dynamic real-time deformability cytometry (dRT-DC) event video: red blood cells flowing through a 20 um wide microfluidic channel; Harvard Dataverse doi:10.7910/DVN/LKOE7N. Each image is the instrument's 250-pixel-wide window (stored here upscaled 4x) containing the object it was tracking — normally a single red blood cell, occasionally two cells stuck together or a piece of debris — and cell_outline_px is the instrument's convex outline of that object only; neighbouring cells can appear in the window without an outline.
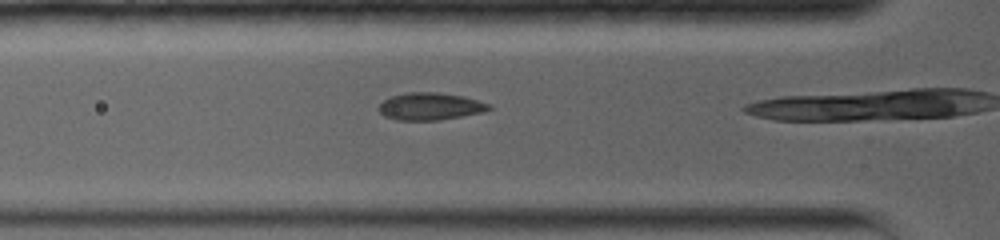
{"species": "common noctule bat (a hibernating species)", "species_latin": "Nyctalus noctula", "temperature_condition": "warm", "stored_images_in_passage": 20, "camera_frame_rate_fps": 5000, "um_per_image_px": 0.085, "animal": {"sex": "female", "body_mass_g": 19.0, "forearm_length_mm": 56.7}, "frame": {"image": 1, "passage_image": 4, "time_ms": 1.2, "image_size_px": [1000, 240], "cell_outline_px": [[492, 108], [484, 112], [436, 120], [396, 120], [384, 116], [376, 108], [384, 100], [392, 96], [408, 92], [436, 92], [464, 96], [488, 104]], "centroid_in_image_um": [36.52, 9.04], "position_along_channel_um": 89.3, "area_um2": 17.4}}
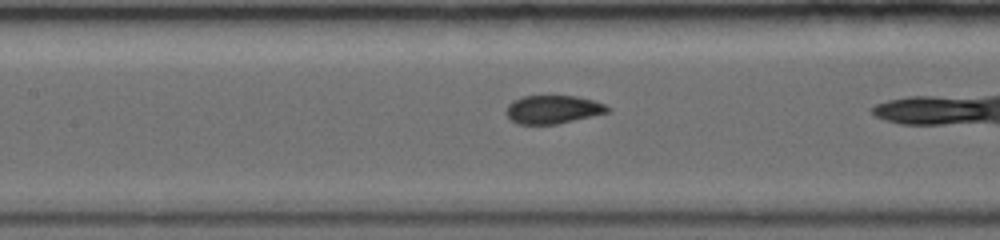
{"frame": {"image": 2, "passage_image": 9, "time_ms": 3.0, "image_size_px": [1000, 240], "cell_outline_px": [[608, 112], [592, 116], [556, 124], [516, 124], [504, 112], [508, 104], [512, 100], [524, 96], [576, 96], [592, 100], [604, 104], [608, 108]], "centroid_in_image_um": [46.94, 9.3], "position_along_channel_um": 160.5, "area_um2": 16.59}}